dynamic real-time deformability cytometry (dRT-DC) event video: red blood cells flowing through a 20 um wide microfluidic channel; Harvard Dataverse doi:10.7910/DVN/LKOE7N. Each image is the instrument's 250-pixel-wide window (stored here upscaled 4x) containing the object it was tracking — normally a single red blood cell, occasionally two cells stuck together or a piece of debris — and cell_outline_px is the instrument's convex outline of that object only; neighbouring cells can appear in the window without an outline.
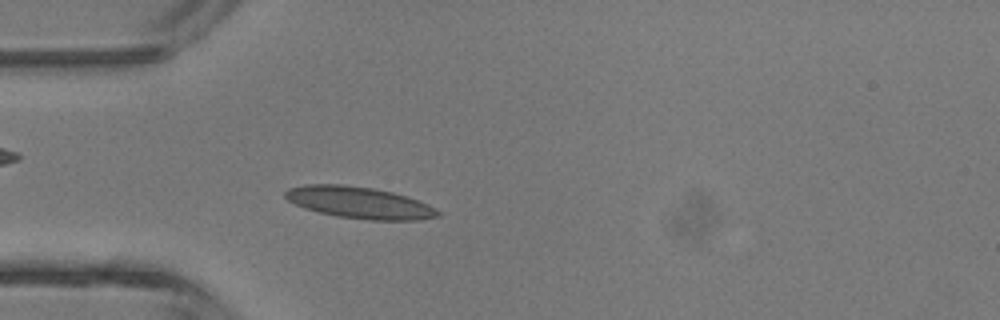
{"species": "common noctule bat (a hibernating species)", "species_latin": "Nyctalus noctula", "temperature_condition": "room temperature", "stored_images_in_passage": 5, "camera_frame_rate_fps": 3000, "um_per_image_px": 0.085, "animal": {"sex": "male", "body_mass_g": 13.3}, "frame": {"image": 1, "passage_image": 5, "time_ms": 4.667, "image_size_px": [1000, 320], "cell_outline_px": [[440, 216], [420, 220], [368, 220], [336, 216], [304, 208], [288, 200], [284, 196], [284, 192], [288, 188], [304, 184], [340, 184], [372, 188], [392, 192], [416, 200], [440, 212]], "centroid_in_image_um": [30.48, 17.22], "position_along_channel_um": 54.5, "area_um2": 27.86}}